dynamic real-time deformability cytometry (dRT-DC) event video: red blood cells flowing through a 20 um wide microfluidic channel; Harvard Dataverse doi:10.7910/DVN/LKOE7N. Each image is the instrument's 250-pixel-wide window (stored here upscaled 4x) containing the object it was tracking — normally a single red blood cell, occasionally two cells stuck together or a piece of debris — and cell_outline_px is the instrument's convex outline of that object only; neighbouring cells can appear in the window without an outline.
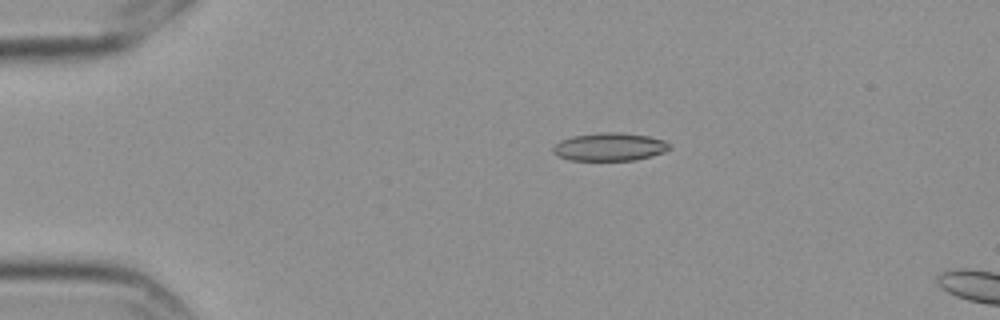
{"species": "Egyptian fruit bat (a non-hibernating species)", "species_latin": "Rousettus aegyptiacus", "temperature_condition": "cold", "stored_images_in_passage": 3, "camera_frame_rate_fps": 3000, "um_per_image_px": 0.085, "frame": {"image": 1, "passage_image": 3, "time_ms": 0.667, "image_size_px": [1000, 320], "cell_outline_px": [[672, 148], [664, 152], [652, 156], [636, 160], [572, 160], [556, 156], [552, 152], [552, 148], [560, 140], [572, 136], [600, 132], [620, 132], [648, 136], [664, 140], [672, 144]], "centroid_in_image_um": [51.84, 12.48], "position_along_channel_um": 33.2, "area_um2": 19.25}}